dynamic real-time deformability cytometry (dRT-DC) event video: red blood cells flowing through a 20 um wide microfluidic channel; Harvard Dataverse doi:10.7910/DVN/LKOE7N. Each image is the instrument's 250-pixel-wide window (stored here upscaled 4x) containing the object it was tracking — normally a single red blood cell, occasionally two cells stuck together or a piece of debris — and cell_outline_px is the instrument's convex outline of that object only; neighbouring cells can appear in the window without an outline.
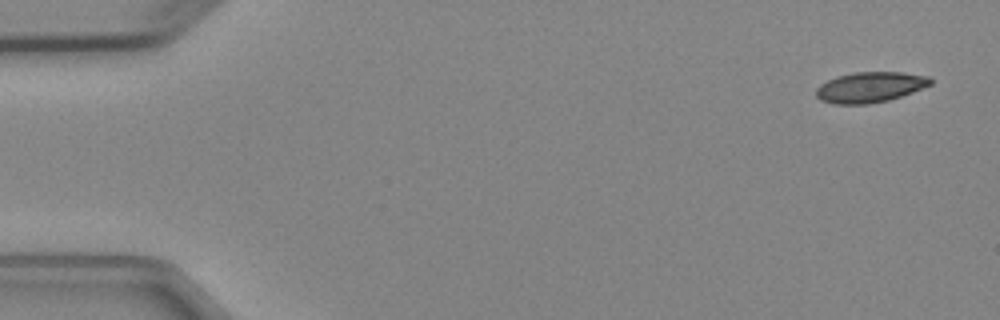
{"species": "Egyptian fruit bat (a non-hibernating species)", "species_latin": "Rousettus aegyptiacus", "temperature_condition": "cold", "stored_images_in_passage": 5, "camera_frame_rate_fps": 3000, "um_per_image_px": 0.085, "animal": {"sex": "female"}, "frame": {"image": 1, "passage_image": 1, "time_ms": 0.0, "image_size_px": [1000, 320], "cell_outline_px": [[932, 84], [912, 92], [888, 100], [868, 104], [836, 104], [820, 100], [816, 96], [816, 88], [820, 84], [836, 76], [856, 72], [904, 72], [928, 76], [932, 80]], "centroid_in_image_um": [73.94, 7.4], "position_along_channel_um": 11.1, "area_um2": 20.29}}
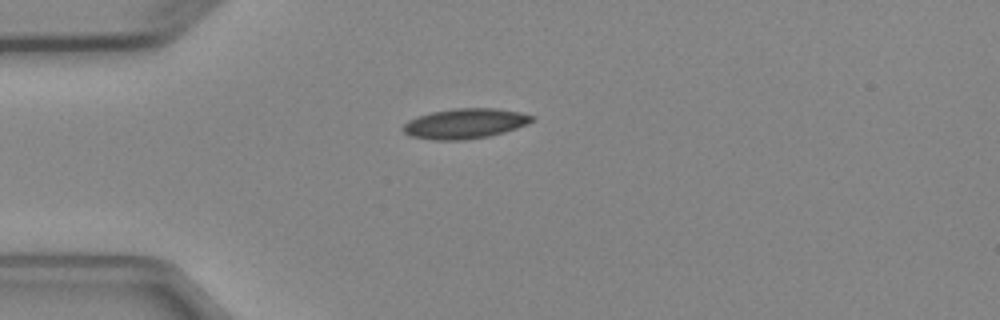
{"frame": {"image": 2, "passage_image": 4, "time_ms": 3.667, "image_size_px": [1000, 320], "cell_outline_px": [[536, 120], [528, 124], [504, 132], [488, 136], [464, 140], [432, 140], [412, 136], [404, 132], [400, 128], [408, 120], [432, 112], [456, 108], [496, 108], [520, 112], [536, 116]], "centroid_in_image_um": [39.56, 10.5], "position_along_channel_um": 45.4, "area_um2": 22.66}}